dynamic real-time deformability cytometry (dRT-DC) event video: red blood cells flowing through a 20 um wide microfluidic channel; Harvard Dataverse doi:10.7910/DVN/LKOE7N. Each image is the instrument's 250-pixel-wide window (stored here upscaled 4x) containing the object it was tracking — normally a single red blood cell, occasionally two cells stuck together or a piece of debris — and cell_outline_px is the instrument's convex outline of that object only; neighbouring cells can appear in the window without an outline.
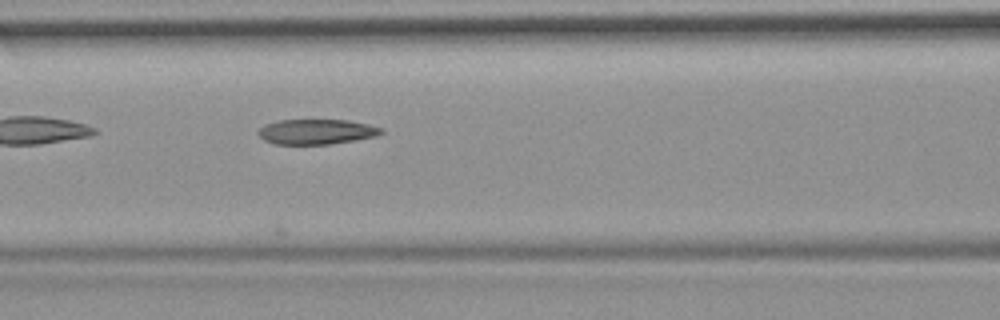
{"species": "common noctule bat (a hibernating species)", "species_latin": "Nyctalus noctula", "temperature_condition": "room temperature", "stored_images_in_passage": 6, "camera_frame_rate_fps": 3000, "um_per_image_px": 0.085, "animal": {"sex": "female", "body_mass_g": 19.9}, "frame": {"image": 1, "passage_image": 6, "time_ms": 6.667, "image_size_px": [1000, 320], "cell_outline_px": [[384, 132], [376, 136], [328, 144], [272, 144], [264, 140], [256, 132], [264, 124], [280, 120], [348, 120], [368, 124], [384, 128]], "centroid_in_image_um": [26.88, 11.19], "position_along_channel_um": 139.7, "area_um2": 17.98}}